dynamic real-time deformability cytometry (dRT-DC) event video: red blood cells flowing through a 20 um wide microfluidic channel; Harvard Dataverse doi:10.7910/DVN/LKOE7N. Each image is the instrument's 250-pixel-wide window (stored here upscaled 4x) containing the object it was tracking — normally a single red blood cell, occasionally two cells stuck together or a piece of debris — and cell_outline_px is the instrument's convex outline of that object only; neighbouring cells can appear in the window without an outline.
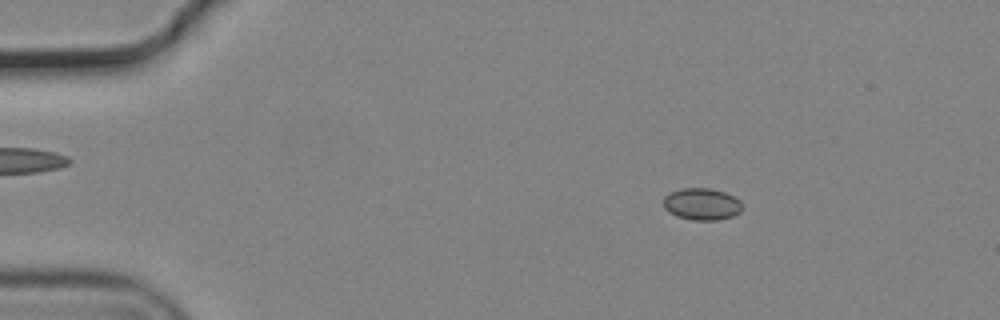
{"species": "common noctule bat (a hibernating species)", "species_latin": "Nyctalus noctula", "temperature_condition": "cold", "stored_images_in_passage": 56, "camera_frame_rate_fps": 3000, "um_per_image_px": 0.085, "animal": {"sex": "male", "body_mass_g": 19.2, "forearm_length_mm": 51.8}, "frame": {"image": 1, "passage_image": 9, "time_ms": 2.667, "image_size_px": [1000, 320], "cell_outline_px": [[744, 208], [740, 212], [732, 216], [720, 220], [692, 220], [676, 216], [668, 212], [664, 208], [664, 196], [680, 188], [708, 188], [724, 192], [740, 200], [744, 204]], "centroid_in_image_um": [59.67, 17.36], "position_along_channel_um": 25.3, "area_um2": 14.8}}
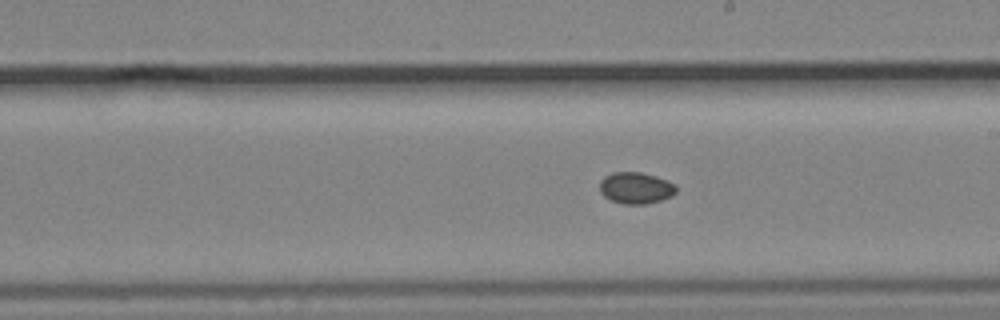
{"frame": {"image": 2, "passage_image": 32, "time_ms": 10.333, "image_size_px": [1000, 320], "cell_outline_px": [[676, 192], [672, 196], [660, 200], [644, 204], [624, 204], [612, 200], [604, 196], [600, 192], [600, 180], [604, 176], [612, 172], [640, 172], [656, 176], [676, 184]], "centroid_in_image_um": [54.04, 15.96], "position_along_channel_um": 235.0, "area_um2": 14.05}}
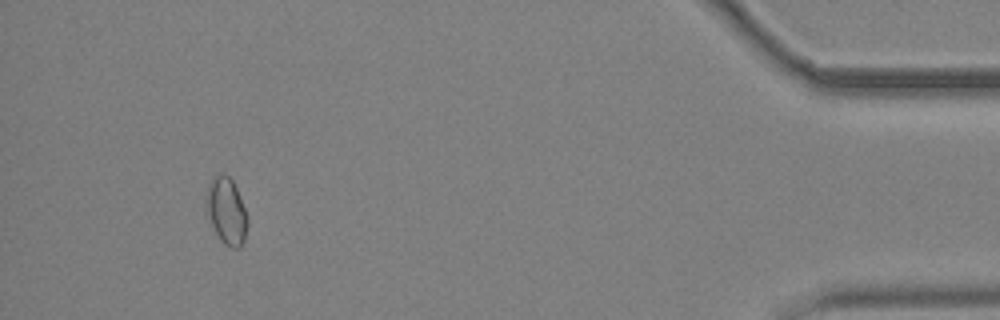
{"frame": {"image": 3, "passage_image": 52, "time_ms": 17.0, "image_size_px": [1000, 320], "cell_outline_px": [[248, 224], [244, 240], [240, 248], [232, 248], [224, 244], [220, 240], [204, 212], [204, 208], [208, 184], [212, 176], [224, 172], [232, 180], [240, 196], [248, 216]], "centroid_in_image_um": [19.22, 17.92], "position_along_channel_um": 416.0, "area_um2": 16.53}}